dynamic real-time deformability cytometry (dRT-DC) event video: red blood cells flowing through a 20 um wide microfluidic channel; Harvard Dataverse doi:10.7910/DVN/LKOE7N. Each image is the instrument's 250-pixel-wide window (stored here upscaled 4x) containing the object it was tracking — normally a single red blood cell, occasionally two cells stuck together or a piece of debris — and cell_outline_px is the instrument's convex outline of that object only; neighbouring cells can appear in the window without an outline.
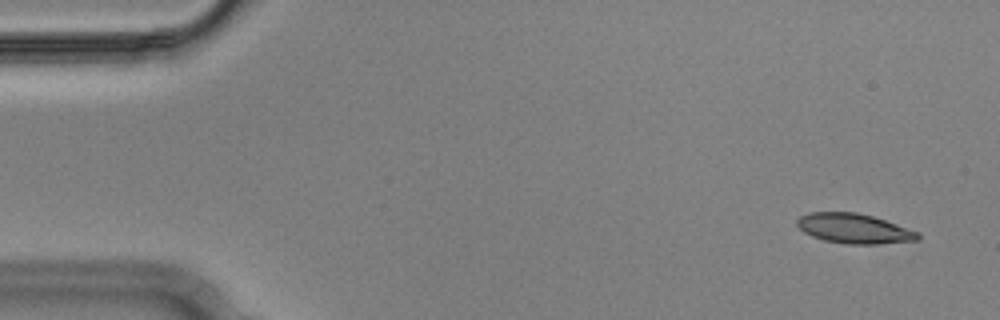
{"species": "Egyptian fruit bat (a non-hibernating species)", "species_latin": "Rousettus aegyptiacus", "temperature_condition": "cold", "stored_images_in_passage": 2, "camera_frame_rate_fps": 3000, "um_per_image_px": 0.085, "animal": {"sex": "male"}, "frame": {"image": 1, "passage_image": 1, "time_ms": 0.0, "image_size_px": [1000, 320], "cell_outline_px": [[920, 240], [876, 244], [848, 244], [824, 240], [812, 236], [804, 232], [796, 224], [796, 220], [800, 216], [808, 212], [856, 212], [872, 216], [884, 220], [916, 232], [920, 236]], "centroid_in_image_um": [72.54, 19.42], "position_along_channel_um": 12.5, "area_um2": 20.75}}